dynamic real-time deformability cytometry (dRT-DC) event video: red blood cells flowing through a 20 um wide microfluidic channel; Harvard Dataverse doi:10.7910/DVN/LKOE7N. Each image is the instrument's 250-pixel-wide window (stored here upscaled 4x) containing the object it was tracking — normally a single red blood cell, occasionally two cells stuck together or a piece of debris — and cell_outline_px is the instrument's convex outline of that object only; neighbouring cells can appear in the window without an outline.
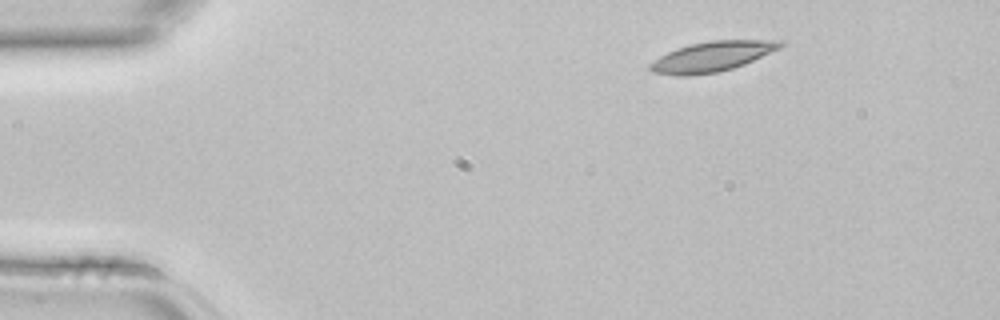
{"species": "common noctule bat (a hibernating species)", "species_latin": "Nyctalus noctula", "temperature_condition": "room temperature", "stored_images_in_passage": 2, "camera_frame_rate_fps": 3000, "um_per_image_px": 0.085, "animal": {"sex": "female", "body_mass_g": 22.7, "forearm_length_mm": 54.2}, "frame": {"image": 1, "passage_image": 1, "time_ms": 0.0, "image_size_px": [1000, 320], "cell_outline_px": [[788, 40], [780, 48], [744, 64], [732, 68], [716, 72], [688, 76], [676, 76], [652, 72], [648, 68], [648, 64], [660, 56], [676, 48], [692, 44], [712, 40]], "centroid_in_image_um": [60.52, 4.8], "position_along_channel_um": 24.5, "area_um2": 22.77}}